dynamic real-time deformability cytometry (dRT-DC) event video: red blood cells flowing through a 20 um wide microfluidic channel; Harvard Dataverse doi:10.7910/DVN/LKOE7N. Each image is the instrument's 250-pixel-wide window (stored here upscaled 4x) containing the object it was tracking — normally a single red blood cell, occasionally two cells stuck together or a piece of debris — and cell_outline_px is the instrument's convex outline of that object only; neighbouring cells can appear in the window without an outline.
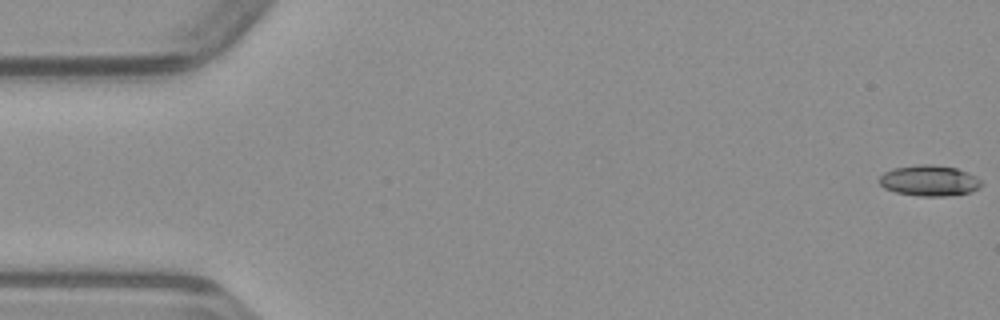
{"species": "common noctule bat (a hibernating species)", "species_latin": "Nyctalus noctula", "temperature_condition": "warm", "stored_images_in_passage": 50, "camera_frame_rate_fps": 3000, "um_per_image_px": 0.085, "animal": {"sex": "male", "body_mass_g": 23.1, "forearm_length_mm": 52.7}, "frame": {"image": 1, "passage_image": 1, "time_ms": 0.0, "image_size_px": [1000, 320], "cell_outline_px": [[980, 188], [972, 192], [944, 196], [916, 196], [896, 192], [884, 188], [880, 184], [880, 176], [884, 172], [892, 168], [920, 164], [932, 164], [956, 168], [968, 172], [976, 176], [980, 180]], "centroid_in_image_um": [78.99, 15.35], "position_along_channel_um": 6.0, "area_um2": 18.38}}
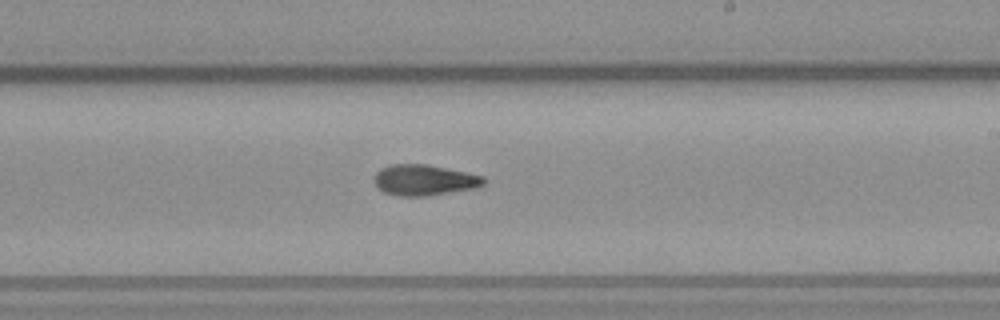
{"frame": {"image": 2, "passage_image": 29, "time_ms": 9.333, "image_size_px": [1000, 320], "cell_outline_px": [[484, 184], [476, 188], [424, 196], [400, 196], [384, 192], [372, 180], [376, 172], [380, 168], [388, 164], [428, 164], [484, 176]], "centroid_in_image_um": [36.03, 15.29], "position_along_channel_um": 253.0, "area_um2": 19.65}}
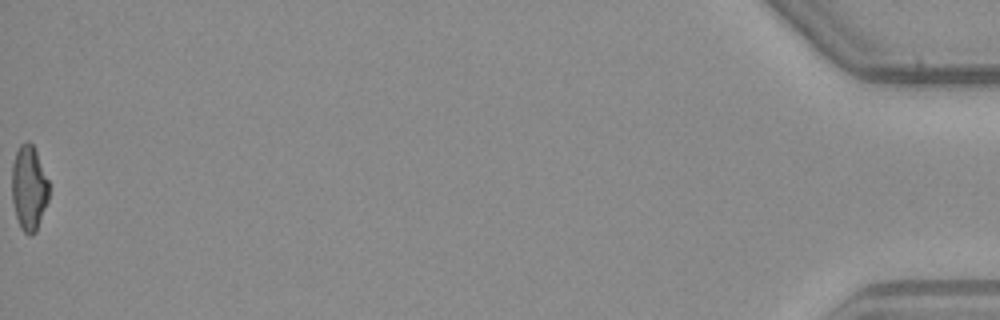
{"frame": {"image": 3, "passage_image": 50, "time_ms": 16.333, "image_size_px": [1000, 320], "cell_outline_px": [[48, 200], [36, 232], [32, 236], [24, 232], [20, 228], [16, 216], [12, 200], [12, 164], [16, 152], [20, 144], [28, 140], [32, 144], [36, 152], [48, 180]], "centroid_in_image_um": [2.45, 15.99], "position_along_channel_um": 432.8, "area_um2": 18.26}}